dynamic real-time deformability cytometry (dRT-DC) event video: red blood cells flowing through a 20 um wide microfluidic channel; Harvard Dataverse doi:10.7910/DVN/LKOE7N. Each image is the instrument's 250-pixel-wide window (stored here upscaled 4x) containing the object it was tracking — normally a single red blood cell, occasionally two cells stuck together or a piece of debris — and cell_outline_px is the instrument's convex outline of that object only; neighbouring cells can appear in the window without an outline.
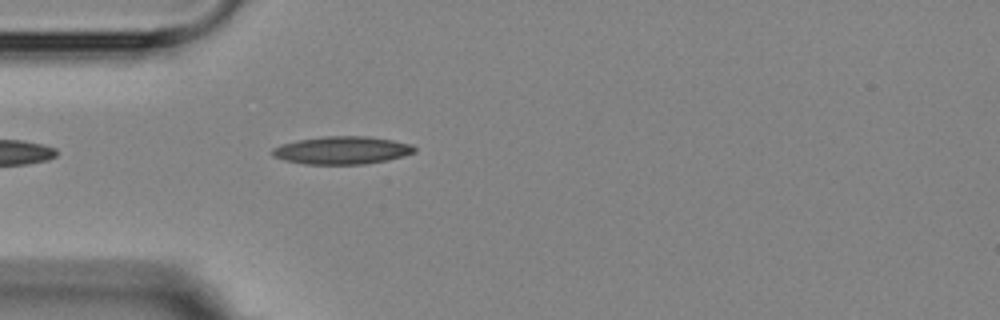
{"species": "Egyptian fruit bat (a non-hibernating species)", "species_latin": "Rousettus aegyptiacus", "temperature_condition": "room temperature", "stored_images_in_passage": 1, "camera_frame_rate_fps": 3000, "um_per_image_px": 0.085, "animal": {"sex": "female"}, "frame": {"image": 1, "passage_image": 1, "time_ms": 0.0, "image_size_px": [1000, 320], "cell_outline_px": [[416, 152], [404, 156], [388, 160], [364, 164], [304, 164], [284, 160], [272, 156], [272, 148], [280, 144], [296, 140], [324, 136], [368, 136], [392, 140], [412, 144], [416, 148]], "centroid_in_image_um": [29.07, 12.77], "position_along_channel_um": 55.9, "area_um2": 23.24}}